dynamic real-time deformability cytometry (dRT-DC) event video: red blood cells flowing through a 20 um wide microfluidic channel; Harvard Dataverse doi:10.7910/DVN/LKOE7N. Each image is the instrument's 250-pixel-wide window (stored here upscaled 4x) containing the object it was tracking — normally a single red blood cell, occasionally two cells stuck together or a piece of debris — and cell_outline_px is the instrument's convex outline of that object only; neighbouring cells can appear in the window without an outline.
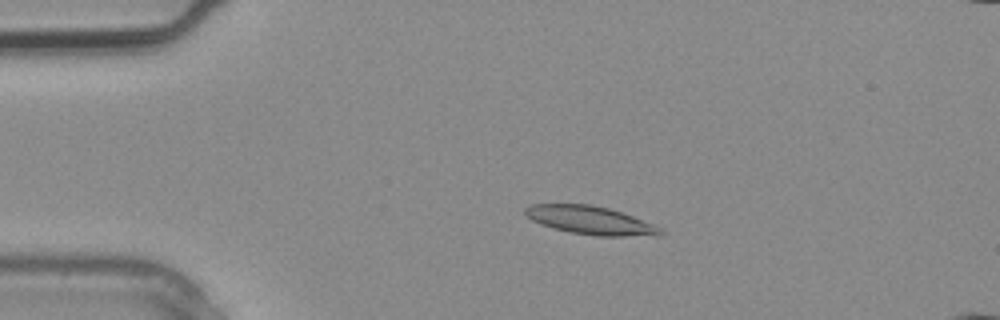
{"species": "common noctule bat (a hibernating species)", "species_latin": "Nyctalus noctula", "temperature_condition": "warm", "stored_images_in_passage": 1, "camera_frame_rate_fps": 3000, "um_per_image_px": 0.085, "animal": {"sex": "male", "body_mass_g": 20.4}, "frame": {"image": 1, "passage_image": 1, "time_ms": 0.0, "image_size_px": [1000, 320], "cell_outline_px": [[664, 232], [660, 236], [596, 236], [572, 232], [552, 228], [540, 224], [532, 220], [524, 212], [524, 208], [532, 204], [592, 204], [608, 208], [632, 216], [652, 224], [660, 228]], "centroid_in_image_um": [50.18, 18.73], "position_along_channel_um": 34.8, "area_um2": 22.2}}